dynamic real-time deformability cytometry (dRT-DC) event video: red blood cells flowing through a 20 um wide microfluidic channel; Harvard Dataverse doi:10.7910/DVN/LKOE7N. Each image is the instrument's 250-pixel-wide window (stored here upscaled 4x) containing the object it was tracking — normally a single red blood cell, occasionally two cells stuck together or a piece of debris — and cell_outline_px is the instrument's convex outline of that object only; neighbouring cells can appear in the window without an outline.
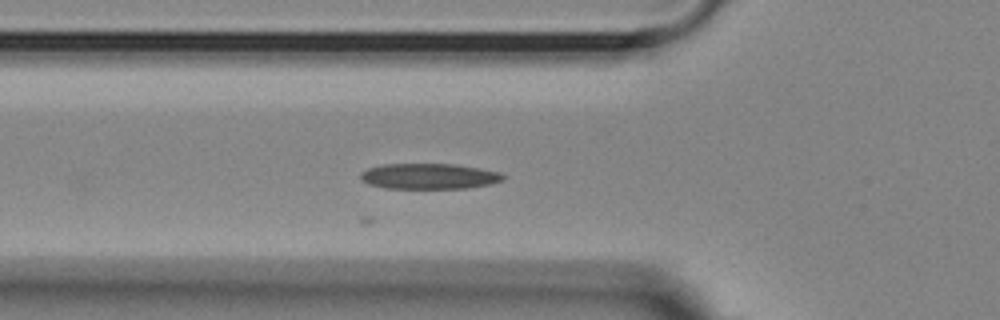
{"species": "Egyptian fruit bat (a non-hibernating species)", "species_latin": "Rousettus aegyptiacus", "temperature_condition": "room temperature", "stored_images_in_passage": 26, "camera_frame_rate_fps": 3000, "um_per_image_px": 0.085, "animal": {"sex": "female"}, "frame": {"image": 1, "passage_image": 18, "time_ms": 5.667, "image_size_px": [1000, 320], "cell_outline_px": [[508, 176], [504, 180], [492, 184], [468, 188], [384, 188], [368, 184], [360, 180], [360, 172], [368, 168], [384, 164], [456, 164], [480, 168], [500, 172]], "centroid_in_image_um": [36.5, 14.98], "position_along_channel_um": 89.3, "area_um2": 21.56}}
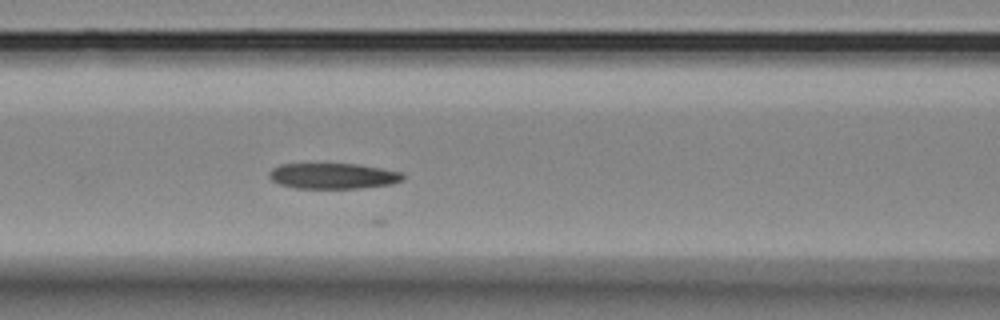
{"frame": {"image": 2, "passage_image": 22, "time_ms": 7.0, "image_size_px": [1000, 320], "cell_outline_px": [[404, 180], [392, 184], [360, 188], [296, 188], [280, 184], [272, 180], [268, 176], [268, 172], [272, 168], [280, 164], [356, 164], [380, 168], [400, 172], [404, 176]], "centroid_in_image_um": [28.29, 14.96], "position_along_channel_um": 138.3, "area_um2": 19.94}}
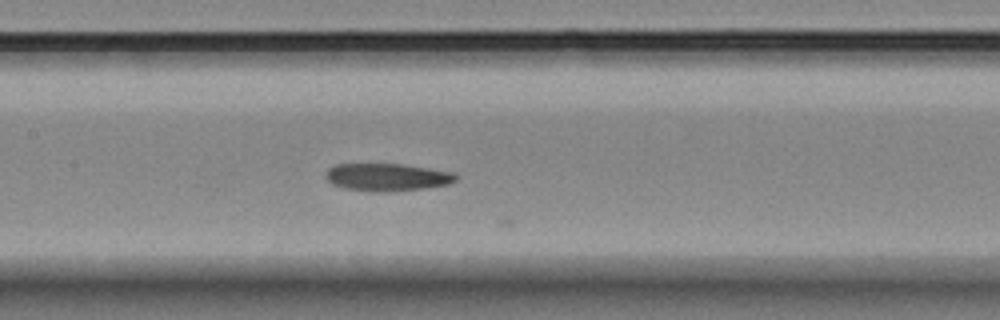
{"frame": {"image": 3, "passage_image": 25, "time_ms": 8.0, "image_size_px": [1000, 320], "cell_outline_px": [[460, 176], [456, 180], [448, 184], [424, 188], [388, 192], [376, 192], [344, 188], [332, 184], [328, 180], [328, 168], [336, 164], [400, 164], [428, 168], [452, 172]], "centroid_in_image_um": [32.93, 15.06], "position_along_channel_um": 174.5, "area_um2": 20.75}}